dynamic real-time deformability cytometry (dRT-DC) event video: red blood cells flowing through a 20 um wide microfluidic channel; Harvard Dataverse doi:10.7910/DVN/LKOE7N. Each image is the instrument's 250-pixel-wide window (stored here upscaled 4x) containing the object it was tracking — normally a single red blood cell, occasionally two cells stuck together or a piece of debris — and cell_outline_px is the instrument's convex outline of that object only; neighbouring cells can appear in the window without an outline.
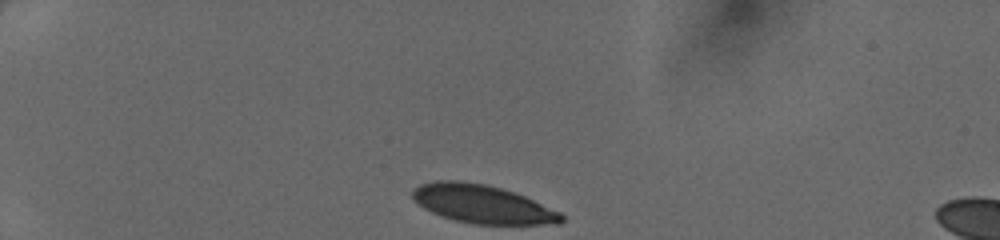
{"species": "human", "species_latin": "Homo sapiens", "temperature_condition": "cold", "stored_images_in_passage": 32, "camera_frame_rate_fps": 3000, "um_per_image_px": 0.085, "donor": {"sex": "female"}, "frame": {"image": 1, "passage_image": 1, "time_ms": 0.0, "image_size_px": [1000, 240], "cell_outline_px": [[564, 220], [560, 224], [472, 224], [456, 220], [432, 212], [424, 208], [412, 200], [412, 192], [420, 184], [436, 180], [460, 180], [488, 184], [524, 196], [560, 212], [564, 216]], "centroid_in_image_um": [40.99, 17.34], "position_along_channel_um": 44.0, "area_um2": 33.18}}
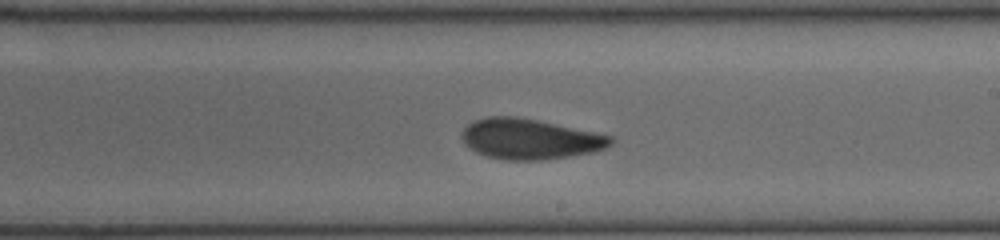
{"frame": {"image": 2, "passage_image": 19, "time_ms": 6.0, "image_size_px": [1000, 240], "cell_outline_px": [[612, 144], [604, 148], [592, 152], [568, 156], [540, 160], [508, 160], [488, 156], [476, 152], [464, 144], [460, 136], [464, 128], [468, 124], [476, 120], [488, 116], [516, 116], [536, 120], [612, 136]], "centroid_in_image_um": [44.99, 11.81], "position_along_channel_um": 244.0, "area_um2": 34.62}}
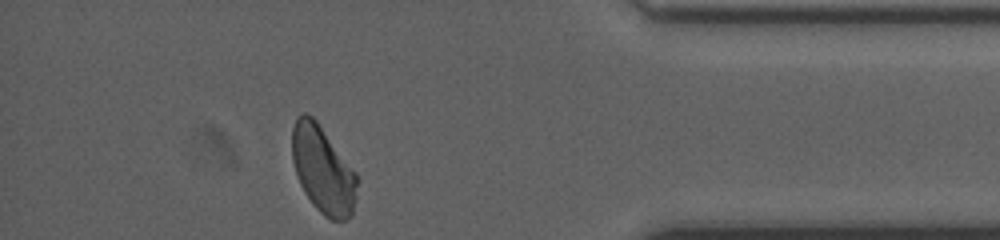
{"frame": {"image": 3, "passage_image": 32, "time_ms": 10.333, "image_size_px": [1000, 240], "cell_outline_px": [[356, 184], [352, 216], [344, 220], [332, 220], [324, 216], [312, 204], [304, 192], [300, 184], [292, 160], [292, 128], [296, 116], [304, 112], [312, 116], [316, 120], [356, 172]], "centroid_in_image_um": [27.42, 14.41], "position_along_channel_um": 407.8, "area_um2": 32.77}}